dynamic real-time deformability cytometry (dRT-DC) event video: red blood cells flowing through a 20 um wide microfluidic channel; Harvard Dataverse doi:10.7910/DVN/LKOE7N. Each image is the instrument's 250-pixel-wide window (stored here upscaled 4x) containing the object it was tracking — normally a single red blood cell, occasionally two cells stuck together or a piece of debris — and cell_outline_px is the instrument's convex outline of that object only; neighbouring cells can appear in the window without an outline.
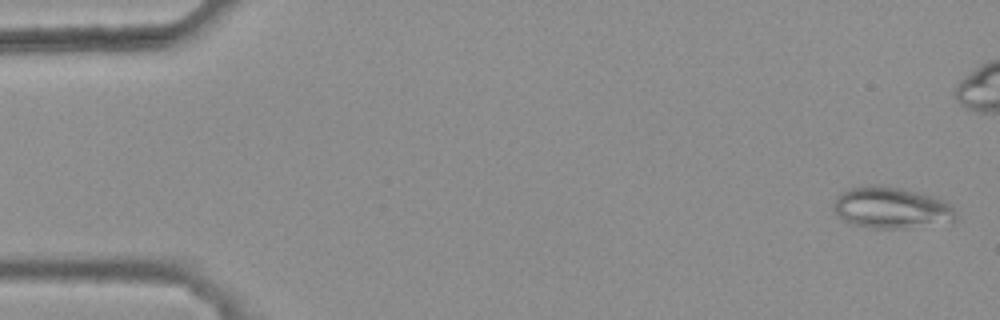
{"species": "common noctule bat (a hibernating species)", "species_latin": "Nyctalus noctula", "temperature_condition": "warm", "stored_images_in_passage": 47, "camera_frame_rate_fps": 3000, "um_per_image_px": 0.085, "animal": {"sex": "female", "body_mass_g": 25.1}, "frame": {"image": 1, "passage_image": 2, "time_ms": 0.333, "image_size_px": [1000, 320], "cell_outline_px": [[956, 220], [908, 228], [872, 228], [852, 224], [836, 216], [832, 208], [832, 204], [836, 196], [852, 188], [900, 188], [920, 192], [944, 200], [952, 208], [956, 216]], "centroid_in_image_um": [75.73, 17.7], "position_along_channel_um": 9.3, "area_um2": 28.67}}
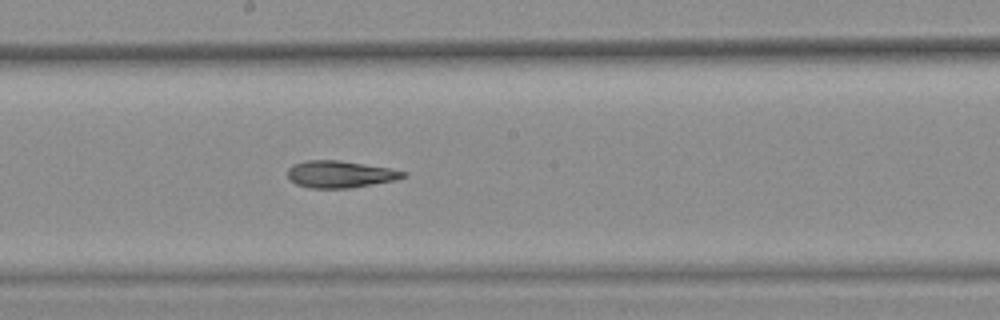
{"frame": {"image": 2, "passage_image": 29, "time_ms": 9.333, "image_size_px": [1000, 320], "cell_outline_px": [[408, 176], [396, 180], [348, 188], [308, 188], [296, 184], [288, 176], [288, 168], [292, 164], [308, 160], [340, 160], [388, 168], [408, 172]], "centroid_in_image_um": [28.92, 14.81], "position_along_channel_um": 219.3, "area_um2": 18.15}}
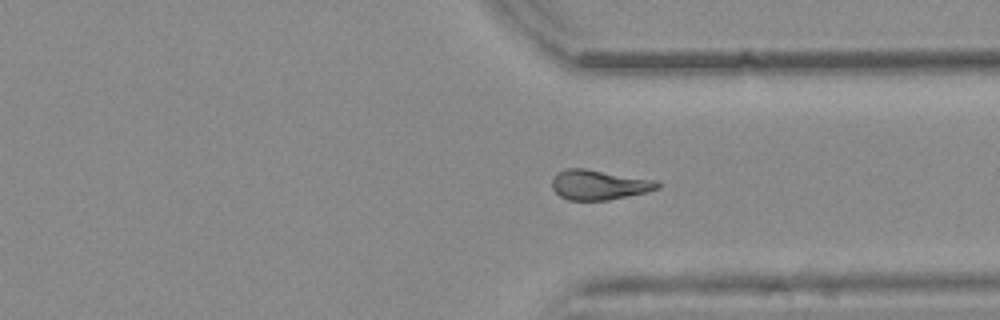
{"frame": {"image": 3, "passage_image": 40, "time_ms": 13.0, "image_size_px": [1000, 320], "cell_outline_px": [[660, 188], [648, 192], [608, 200], [568, 200], [560, 196], [552, 188], [552, 180], [556, 172], [564, 168], [584, 168], [656, 180], [660, 184]], "centroid_in_image_um": [50.91, 15.7], "position_along_channel_um": 360.5, "area_um2": 18.5}, "authors_computed_cell_mechanics": {"area_um2": 18.6694, "velocity_mm_per_s": 3.846, "shape_relaxation_time_tau1_ms": null, "shape_relaxation_time_tau2_ms": 5.505, "deformation_change_tau1": null, "deformation_change_tau2": 0.1569}}